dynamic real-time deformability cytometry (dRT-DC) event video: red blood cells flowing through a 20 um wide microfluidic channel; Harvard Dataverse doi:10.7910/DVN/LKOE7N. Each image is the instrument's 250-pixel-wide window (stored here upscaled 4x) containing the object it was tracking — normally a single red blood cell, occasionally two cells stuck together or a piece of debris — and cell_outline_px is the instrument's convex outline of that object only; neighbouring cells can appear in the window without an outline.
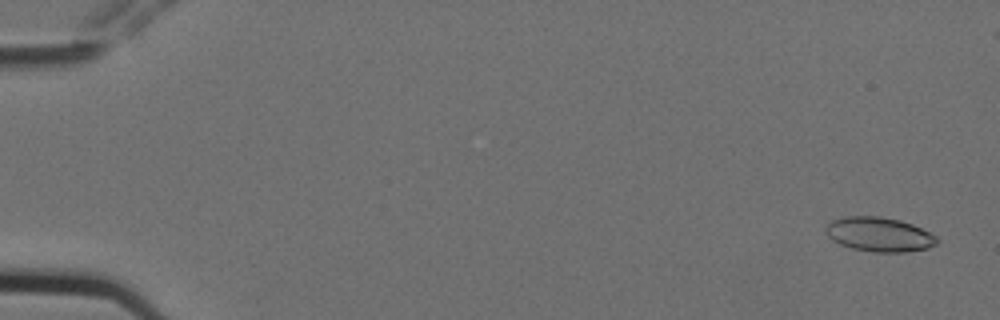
{"species": "Egyptian fruit bat (a non-hibernating species)", "species_latin": "Rousettus aegyptiacus", "temperature_condition": "cold", "stored_images_in_passage": 10, "camera_frame_rate_fps": 3000, "um_per_image_px": 0.085, "animal": {"sex": "female"}, "frame": {"image": 1, "passage_image": 1, "time_ms": 0.0, "image_size_px": [1000, 320], "cell_outline_px": [[940, 240], [936, 244], [928, 248], [908, 252], [872, 252], [852, 248], [840, 244], [832, 240], [824, 232], [824, 228], [832, 220], [844, 216], [880, 216], [900, 220], [912, 224], [936, 236]], "centroid_in_image_um": [74.72, 19.92], "position_along_channel_um": 10.3, "area_um2": 22.43}}
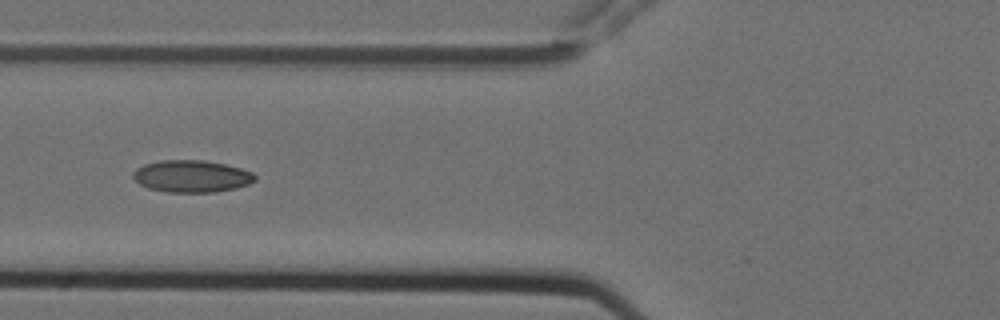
{"frame": {"image": 2, "passage_image": 7, "time_ms": 2.0, "image_size_px": [1000, 320], "cell_outline_px": [[256, 180], [248, 184], [236, 188], [216, 192], [168, 192], [148, 188], [140, 184], [132, 176], [132, 172], [136, 168], [144, 164], [160, 160], [204, 160], [224, 164], [240, 168], [252, 172], [256, 176]], "centroid_in_image_um": [16.28, 14.98], "position_along_channel_um": 109.5, "area_um2": 22.83}}
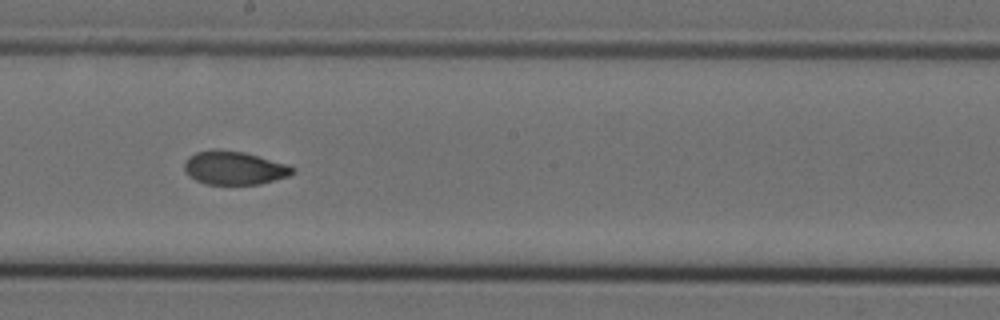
{"frame": {"image": 3, "passage_image": 10, "time_ms": 3.0, "image_size_px": [1000, 320], "cell_outline_px": [[296, 172], [288, 176], [260, 184], [204, 184], [188, 176], [184, 172], [184, 160], [188, 156], [196, 152], [212, 148], [216, 148], [244, 152], [288, 164], [296, 168]], "centroid_in_image_um": [19.88, 14.26], "position_along_channel_um": 228.3, "area_um2": 21.5}}